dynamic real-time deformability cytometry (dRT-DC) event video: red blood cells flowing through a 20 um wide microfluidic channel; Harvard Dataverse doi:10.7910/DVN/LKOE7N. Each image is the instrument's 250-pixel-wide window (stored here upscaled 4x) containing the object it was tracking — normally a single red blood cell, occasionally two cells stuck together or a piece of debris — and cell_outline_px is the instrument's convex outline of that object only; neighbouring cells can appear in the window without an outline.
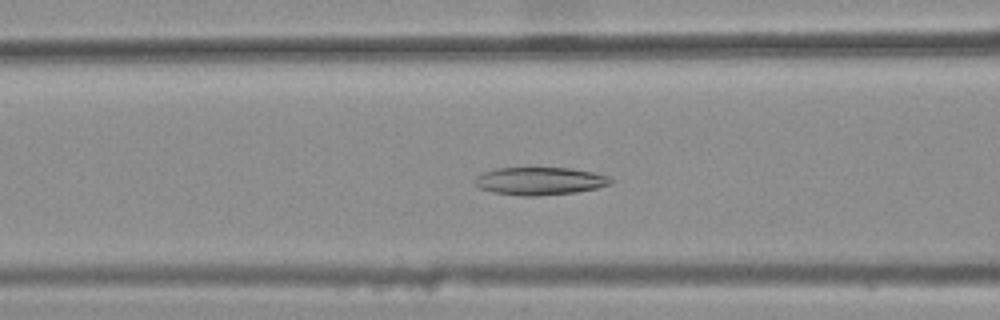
{"species": "common noctule bat (a hibernating species)", "species_latin": "Nyctalus noctula", "temperature_condition": "warm", "stored_images_in_passage": 44, "camera_frame_rate_fps": 3000, "um_per_image_px": 0.085, "animal": {"sex": "female", "body_mass_g": 25.1}, "frame": {"image": 1, "passage_image": 21, "time_ms": 6.667, "image_size_px": [1000, 320], "cell_outline_px": [[612, 184], [596, 188], [576, 192], [536, 196], [524, 196], [492, 192], [480, 188], [476, 184], [476, 176], [484, 172], [496, 168], [572, 168], [592, 172], [608, 176], [612, 180]], "centroid_in_image_um": [45.9, 15.39], "position_along_channel_um": 120.7, "area_um2": 21.85}}
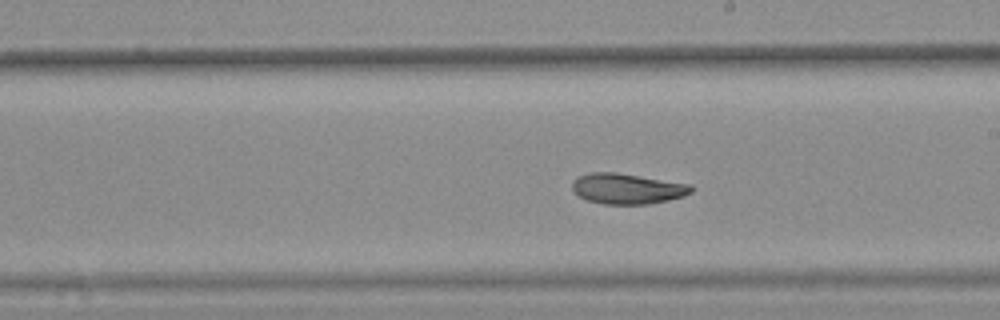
{"frame": {"image": 2, "passage_image": 30, "time_ms": 9.667, "image_size_px": [1000, 320], "cell_outline_px": [[696, 188], [692, 192], [684, 196], [668, 200], [648, 204], [604, 204], [588, 200], [572, 192], [572, 180], [576, 176], [588, 172], [616, 172], [692, 184]], "centroid_in_image_um": [53.32, 16.02], "position_along_channel_um": 235.7, "area_um2": 21.5}}
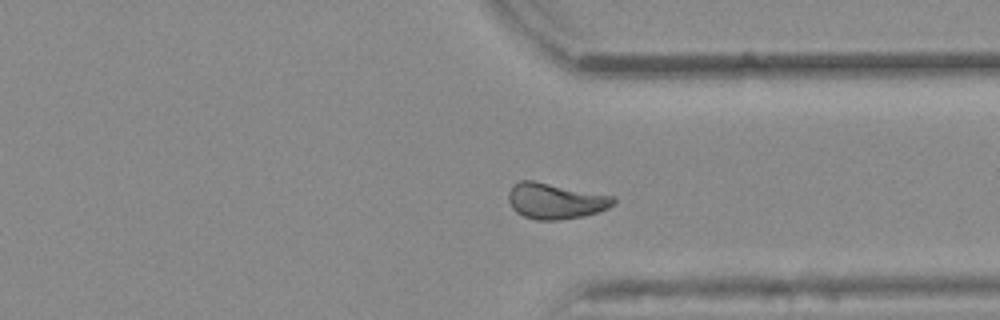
{"frame": {"image": 3, "passage_image": 40, "time_ms": 13.0, "image_size_px": [1000, 320], "cell_outline_px": [[616, 204], [608, 208], [584, 216], [556, 220], [536, 220], [524, 216], [516, 212], [512, 208], [508, 200], [508, 192], [512, 184], [520, 180], [532, 180], [616, 196]], "centroid_in_image_um": [47.21, 17.07], "position_along_channel_um": 364.2, "area_um2": 22.14}, "authors_computed_cell_mechanics": {"area_um2": 22.0507, "velocity_mm_per_s": 3.8383, "shape_relaxation_time_tau1_ms": null, "shape_relaxation_time_tau2_ms": 3.177, "deformation_change_tau1": null, "deformation_change_tau2": 0.079}}